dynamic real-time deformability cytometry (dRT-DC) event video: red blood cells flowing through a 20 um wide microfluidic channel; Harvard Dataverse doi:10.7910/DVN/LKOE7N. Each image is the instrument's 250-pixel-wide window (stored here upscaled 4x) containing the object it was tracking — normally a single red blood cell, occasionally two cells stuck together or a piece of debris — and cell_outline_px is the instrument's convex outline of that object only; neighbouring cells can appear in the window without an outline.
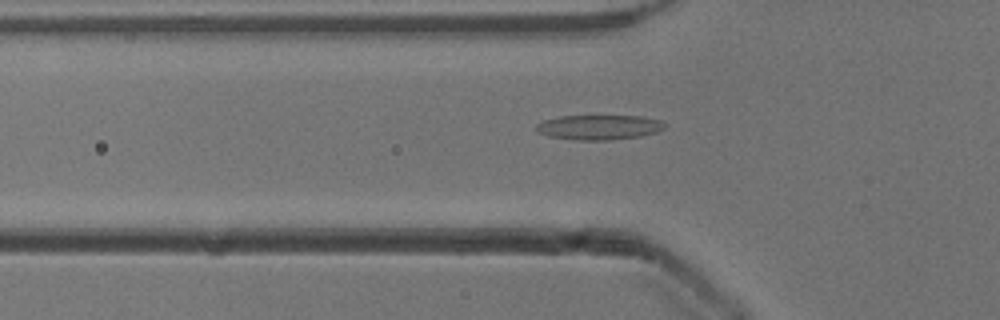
{"species": "common noctule bat (a hibernating species)", "species_latin": "Nyctalus noctula", "temperature_condition": "cold", "stored_images_in_passage": 39, "camera_frame_rate_fps": 3000, "um_per_image_px": 0.085, "animal": {"sex": "male", "body_mass_g": 13.3}, "frame": {"image": 1, "passage_image": 11, "time_ms": 3.333, "image_size_px": [1000, 320], "cell_outline_px": [[664, 128], [656, 132], [640, 136], [612, 140], [576, 140], [548, 136], [540, 132], [536, 128], [536, 124], [544, 120], [560, 116], [640, 116], [660, 120], [664, 124]], "centroid_in_image_um": [50.91, 10.82], "position_along_channel_um": 74.9, "area_um2": 18.44}}
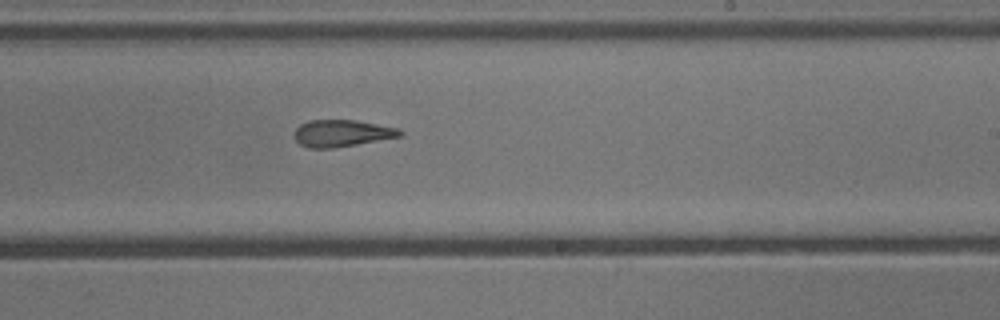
{"frame": {"image": 2, "passage_image": 25, "time_ms": 8.0, "image_size_px": [1000, 320], "cell_outline_px": [[404, 132], [400, 136], [356, 144], [332, 148], [308, 148], [300, 144], [292, 136], [296, 128], [300, 124], [308, 120], [356, 120], [400, 128]], "centroid_in_image_um": [29.03, 11.31], "position_along_channel_um": 260.0, "area_um2": 16.59}}
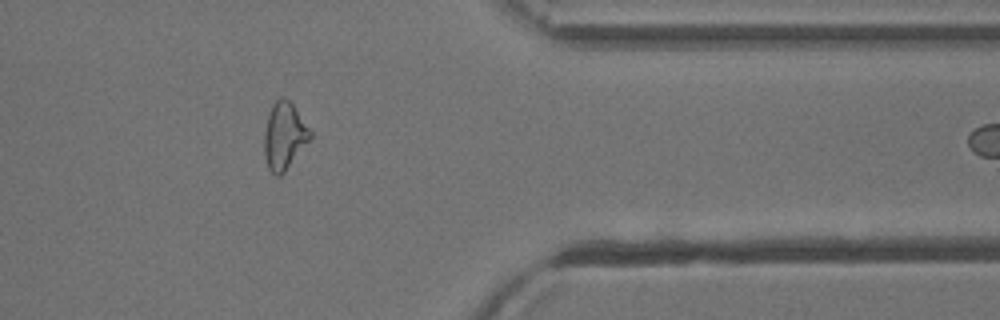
{"frame": {"image": 3, "passage_image": 36, "time_ms": 11.667, "image_size_px": [1000, 320], "cell_outline_px": [[312, 136], [284, 172], [280, 176], [276, 176], [268, 168], [264, 152], [264, 132], [268, 116], [272, 104], [280, 96], [288, 100], [292, 104], [312, 132]], "centroid_in_image_um": [24.14, 11.55], "position_along_channel_um": 387.3, "area_um2": 17.63}, "authors_computed_cell_mechanics": {"area_um2": 17.5134, "velocity_mm_per_s": 3.9439, "shape_relaxation_time_tau1_ms": null, "shape_relaxation_time_tau2_ms": 4.5279, "deformation_change_tau1": null, "deformation_change_tau2": 0.13}}